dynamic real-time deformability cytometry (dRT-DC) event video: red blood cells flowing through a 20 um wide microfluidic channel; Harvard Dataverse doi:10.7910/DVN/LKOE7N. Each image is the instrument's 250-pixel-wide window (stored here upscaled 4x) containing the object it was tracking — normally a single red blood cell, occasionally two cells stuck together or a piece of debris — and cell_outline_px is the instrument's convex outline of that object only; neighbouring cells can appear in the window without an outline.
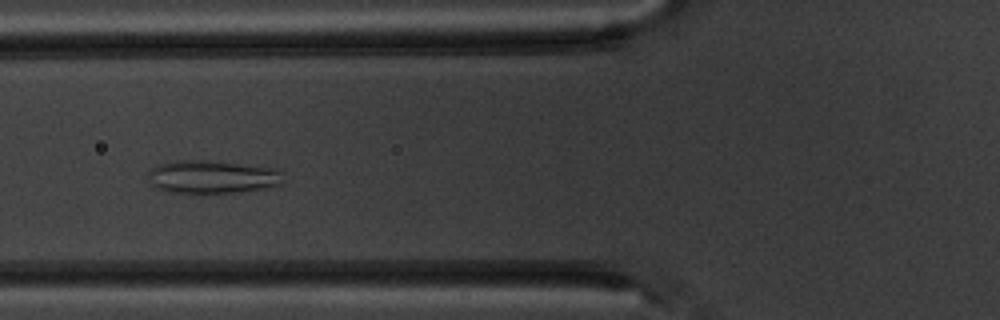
{"species": "common noctule bat (a hibernating species)", "species_latin": "Nyctalus noctula", "temperature_condition": "warm", "stored_images_in_passage": 9, "camera_frame_rate_fps": 3000, "um_per_image_px": 0.085, "animal": {"sex": "male", "body_mass_g": 20.1, "forearm_length_mm": 53.5}, "frame": {"image": 1, "passage_image": 7, "time_ms": 7.0, "image_size_px": [1000, 320], "cell_outline_px": [[284, 184], [264, 188], [236, 192], [200, 196], [168, 192], [152, 188], [148, 176], [148, 172], [156, 164], [176, 160], [208, 160], [280, 168]], "centroid_in_image_um": [18.0, 15.07], "position_along_channel_um": 107.8, "area_um2": 27.34}}